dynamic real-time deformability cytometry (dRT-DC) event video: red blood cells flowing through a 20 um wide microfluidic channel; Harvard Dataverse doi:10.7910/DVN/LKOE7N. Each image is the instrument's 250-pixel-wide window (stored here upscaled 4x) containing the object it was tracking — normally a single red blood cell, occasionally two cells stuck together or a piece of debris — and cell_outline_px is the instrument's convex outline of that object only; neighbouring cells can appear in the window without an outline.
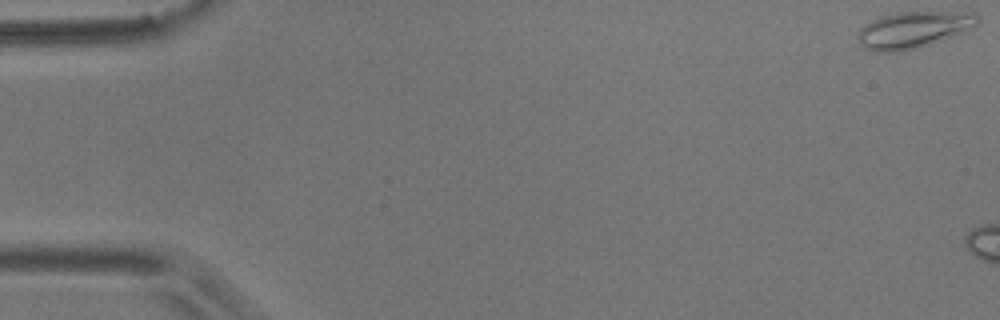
{"species": "common noctule bat (a hibernating species)", "species_latin": "Nyctalus noctula", "temperature_condition": "room temperature", "stored_images_in_passage": 3, "camera_frame_rate_fps": 3000, "um_per_image_px": 0.085, "animal": {"sex": "male", "body_mass_g": 17.9}, "frame": {"image": 1, "passage_image": 1, "time_ms": 0.0, "image_size_px": [1000, 320], "cell_outline_px": [[980, 20], [972, 28], [940, 40], [916, 48], [900, 52], [872, 52], [864, 48], [860, 44], [856, 36], [860, 28], [872, 20], [880, 16], [896, 12], [972, 12], [980, 16]], "centroid_in_image_um": [77.59, 2.53], "position_along_channel_um": 7.4, "area_um2": 25.49}}